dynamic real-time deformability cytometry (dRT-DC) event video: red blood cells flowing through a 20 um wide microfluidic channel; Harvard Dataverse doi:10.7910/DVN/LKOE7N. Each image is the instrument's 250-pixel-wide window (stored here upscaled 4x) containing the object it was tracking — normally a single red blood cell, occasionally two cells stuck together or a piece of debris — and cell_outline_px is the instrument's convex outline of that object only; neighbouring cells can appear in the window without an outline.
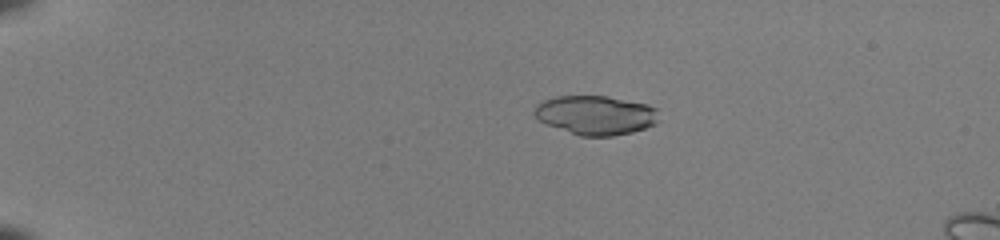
{"species": "common noctule bat (a hibernating species)", "species_latin": "Nyctalus noctula", "temperature_condition": "room temperature", "stored_images_in_passage": 4, "camera_frame_rate_fps": 3000, "um_per_image_px": 0.085, "animal": {"sex": "female", "body_mass_g": 22.0, "forearm_length_mm": 56.7}, "frame": {"image": 1, "passage_image": 2, "time_ms": 0.333, "image_size_px": [1000, 240], "cell_outline_px": [[652, 108], [648, 124], [640, 128], [628, 132], [604, 136], [588, 136], [552, 124], [544, 120], [544, 104], [552, 100], [568, 96], [600, 96], [640, 104]], "centroid_in_image_um": [50.7, 9.78], "position_along_channel_um": 34.3, "area_um2": 24.22}}